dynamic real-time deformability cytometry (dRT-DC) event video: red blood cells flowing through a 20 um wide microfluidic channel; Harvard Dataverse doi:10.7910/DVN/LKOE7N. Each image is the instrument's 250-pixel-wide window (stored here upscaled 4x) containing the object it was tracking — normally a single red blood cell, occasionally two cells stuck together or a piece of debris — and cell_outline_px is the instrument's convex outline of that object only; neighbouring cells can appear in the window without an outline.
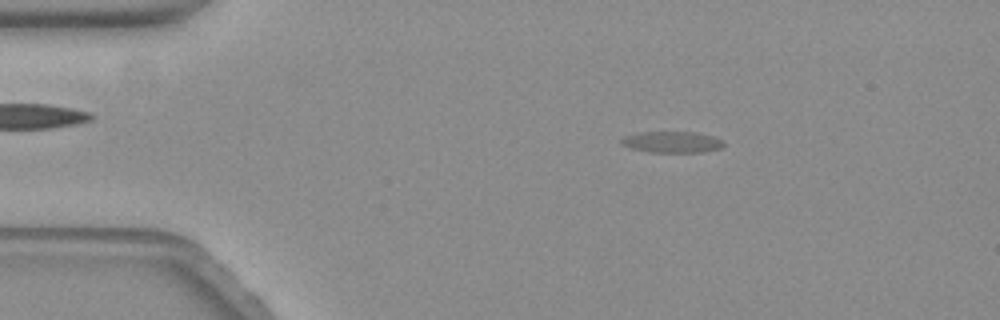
{"species": "common noctule bat (a hibernating species)", "species_latin": "Nyctalus noctula", "temperature_condition": "warm", "stored_images_in_passage": 60, "camera_frame_rate_fps": 3000, "um_per_image_px": 0.085, "animal": {"sex": "female", "body_mass_g": 19.3, "forearm_length_mm": 54.1}, "frame": {"image": 1, "passage_image": 11, "time_ms": 3.333, "image_size_px": [1000, 320], "cell_outline_px": [[724, 144], [720, 148], [704, 152], [652, 152], [632, 148], [624, 144], [620, 140], [624, 136], [640, 132], [692, 132], [712, 136], [720, 140]], "centroid_in_image_um": [57.12, 12.07], "position_along_channel_um": 27.9, "area_um2": 12.37}}
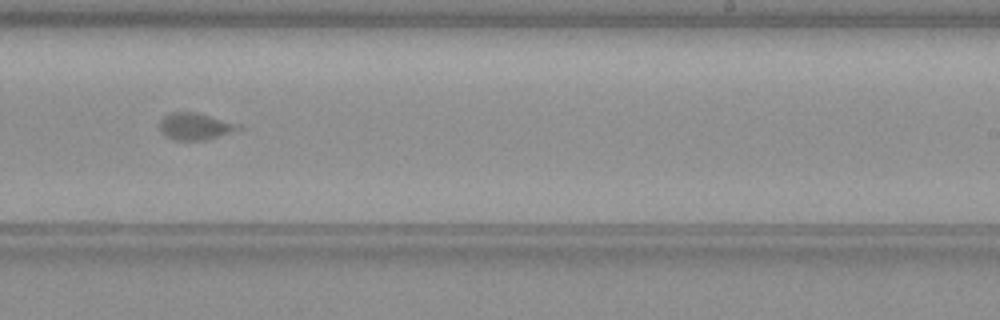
{"frame": {"image": 2, "passage_image": 37, "time_ms": 12.0, "image_size_px": [1000, 320], "cell_outline_px": [[240, 128], [204, 140], [172, 140], [164, 136], [160, 132], [160, 120], [164, 116], [172, 112], [196, 112], [240, 124]], "centroid_in_image_um": [16.5, 10.73], "position_along_channel_um": 272.5, "area_um2": 12.14}}
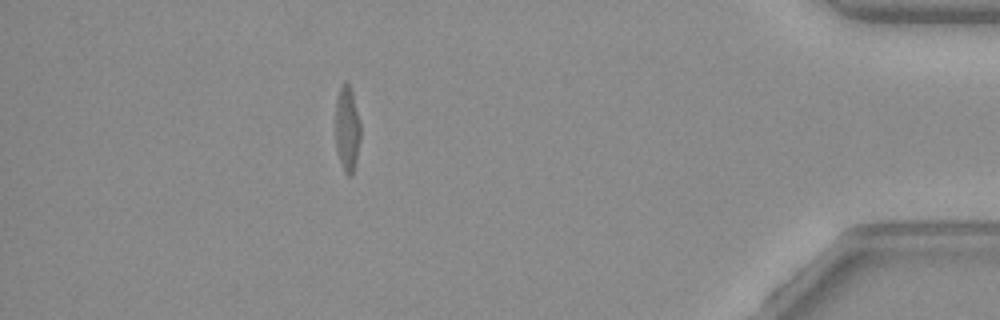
{"frame": {"image": 3, "passage_image": 53, "time_ms": 17.333, "image_size_px": [1000, 320], "cell_outline_px": [[360, 140], [356, 160], [352, 176], [348, 176], [344, 172], [340, 164], [336, 144], [336, 100], [340, 88], [344, 80], [348, 80], [352, 92], [360, 120]], "centroid_in_image_um": [29.51, 10.94], "position_along_channel_um": 405.7, "area_um2": 12.54}, "authors_computed_cell_mechanics": {"area_um2": 12.6582, "velocity_mm_per_s": 3.498, "shape_relaxation_time_tau1_ms": 4.1886, "shape_relaxation_time_tau2_ms": 0.9471, "deformation_change_tau1": 0.2012, "deformation_change_tau2": 0.0742}}